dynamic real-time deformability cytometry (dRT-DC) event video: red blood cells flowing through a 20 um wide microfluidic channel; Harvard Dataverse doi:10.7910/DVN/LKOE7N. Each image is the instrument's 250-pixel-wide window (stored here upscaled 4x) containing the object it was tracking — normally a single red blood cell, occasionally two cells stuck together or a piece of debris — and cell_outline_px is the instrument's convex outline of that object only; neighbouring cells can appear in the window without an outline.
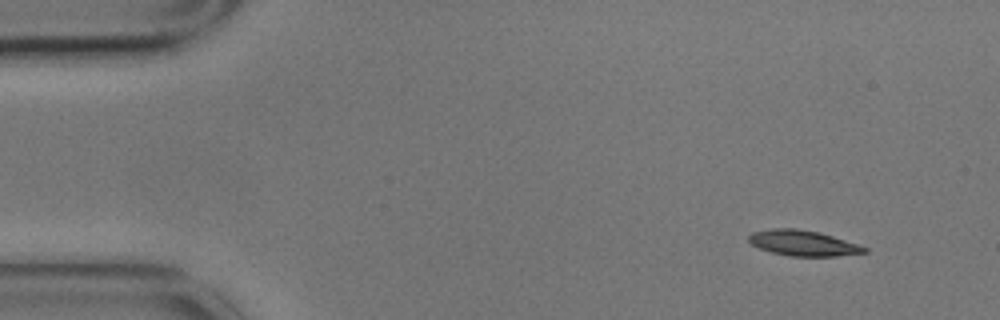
{"species": "common noctule bat (a hibernating species)", "species_latin": "Nyctalus noctula", "temperature_condition": "cold", "stored_images_in_passage": 4, "camera_frame_rate_fps": 3000, "um_per_image_px": 0.085, "animal": {"sex": "male", "body_mass_g": 17.9}, "frame": {"image": 1, "passage_image": 1, "time_ms": 0.0, "image_size_px": [1000, 320], "cell_outline_px": [[868, 252], [836, 256], [788, 256], [772, 252], [760, 248], [752, 244], [748, 240], [748, 236], [752, 232], [772, 228], [796, 228], [820, 232], [860, 244], [868, 248]], "centroid_in_image_um": [68.29, 20.65], "position_along_channel_um": 16.7, "area_um2": 17.34}}
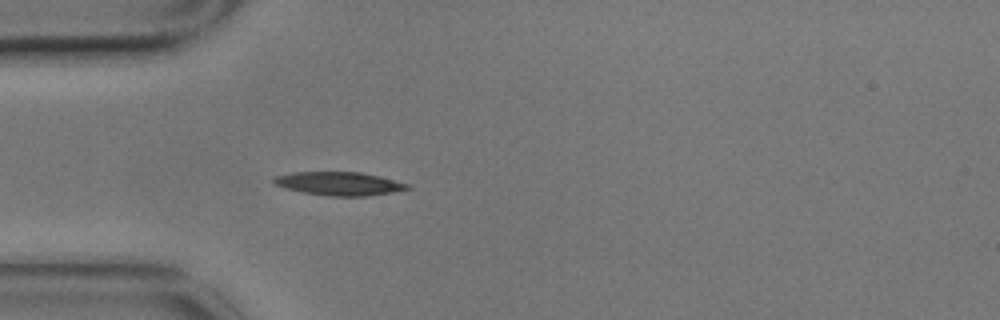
{"frame": {"image": 2, "passage_image": 4, "time_ms": 1.0, "image_size_px": [1000, 320], "cell_outline_px": [[412, 188], [392, 192], [368, 196], [328, 196], [304, 192], [284, 188], [276, 184], [272, 180], [276, 176], [292, 172], [360, 172], [380, 176], [408, 184]], "centroid_in_image_um": [28.84, 15.61], "position_along_channel_um": 56.2, "area_um2": 18.15}}